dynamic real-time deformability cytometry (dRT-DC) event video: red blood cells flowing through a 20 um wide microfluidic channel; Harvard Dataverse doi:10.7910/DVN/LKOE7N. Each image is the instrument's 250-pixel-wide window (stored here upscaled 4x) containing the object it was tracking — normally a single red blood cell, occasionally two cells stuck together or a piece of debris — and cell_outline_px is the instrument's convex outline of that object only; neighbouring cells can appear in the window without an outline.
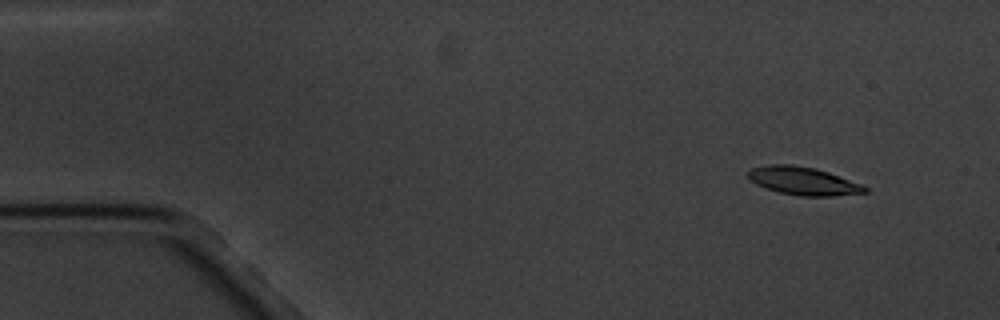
{"species": "common noctule bat (a hibernating species)", "species_latin": "Nyctalus noctula", "temperature_condition": "cold", "stored_images_in_passage": 4, "camera_frame_rate_fps": 3000, "um_per_image_px": 0.085, "animal": {"sex": "male", "body_mass_g": 20.1, "forearm_length_mm": 53.5}, "frame": {"image": 1, "passage_image": 1, "time_ms": 0.0, "image_size_px": [1000, 320], "cell_outline_px": [[868, 192], [832, 196], [800, 196], [780, 192], [756, 184], [748, 176], [748, 172], [752, 168], [768, 164], [792, 164], [816, 168], [828, 172], [860, 184], [868, 188]], "centroid_in_image_um": [68.28, 15.37], "position_along_channel_um": 16.7, "area_um2": 18.84}}
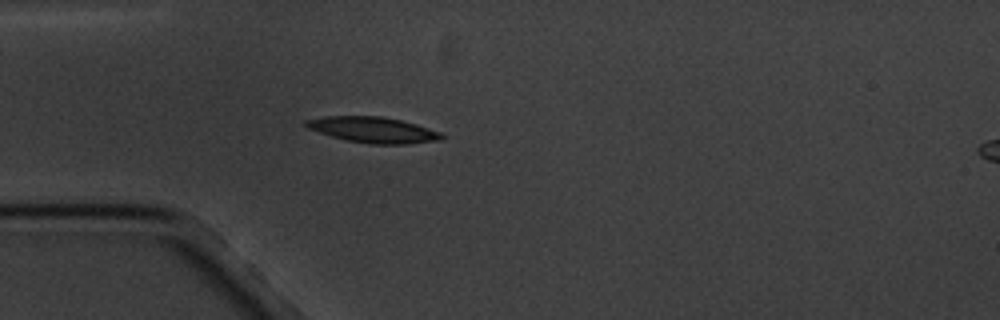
{"frame": {"image": 2, "passage_image": 4, "time_ms": 3.667, "image_size_px": [1000, 320], "cell_outline_px": [[444, 136], [440, 140], [408, 144], [368, 144], [344, 140], [308, 128], [304, 124], [304, 120], [324, 116], [380, 116], [400, 120], [416, 124], [440, 132]], "centroid_in_image_um": [31.7, 11.04], "position_along_channel_um": 53.3, "area_um2": 20.35}}